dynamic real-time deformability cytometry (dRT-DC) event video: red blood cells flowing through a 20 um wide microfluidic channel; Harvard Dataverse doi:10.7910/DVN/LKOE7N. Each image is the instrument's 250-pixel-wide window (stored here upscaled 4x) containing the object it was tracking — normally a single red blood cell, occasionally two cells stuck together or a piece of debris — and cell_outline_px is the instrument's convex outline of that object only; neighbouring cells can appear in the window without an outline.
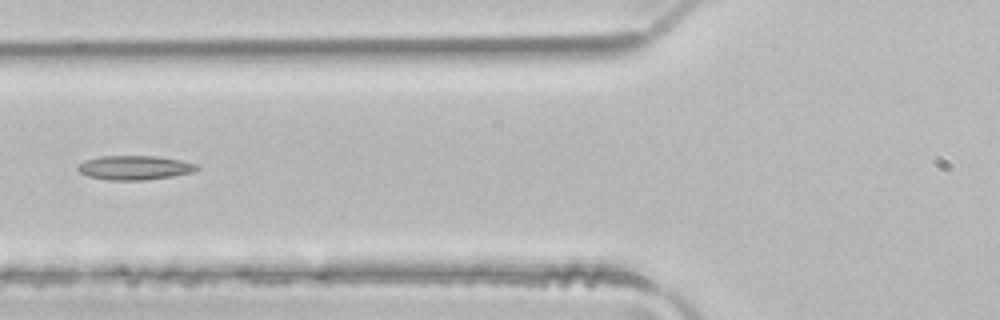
{"species": "common noctule bat (a hibernating species)", "species_latin": "Nyctalus noctula", "temperature_condition": "room temperature", "stored_images_in_passage": 5, "camera_frame_rate_fps": 3000, "um_per_image_px": 0.085, "animal": {"sex": "male", "body_mass_g": 21.5, "forearm_length_mm": 52.0}, "frame": {"image": 1, "passage_image": 5, "time_ms": 1.333, "image_size_px": [1000, 320], "cell_outline_px": [[200, 168], [192, 172], [172, 176], [144, 180], [108, 180], [88, 176], [80, 172], [76, 168], [76, 164], [84, 160], [100, 156], [160, 156], [180, 160], [196, 164]], "centroid_in_image_um": [11.4, 14.24], "position_along_channel_um": 114.4, "area_um2": 16.88}}